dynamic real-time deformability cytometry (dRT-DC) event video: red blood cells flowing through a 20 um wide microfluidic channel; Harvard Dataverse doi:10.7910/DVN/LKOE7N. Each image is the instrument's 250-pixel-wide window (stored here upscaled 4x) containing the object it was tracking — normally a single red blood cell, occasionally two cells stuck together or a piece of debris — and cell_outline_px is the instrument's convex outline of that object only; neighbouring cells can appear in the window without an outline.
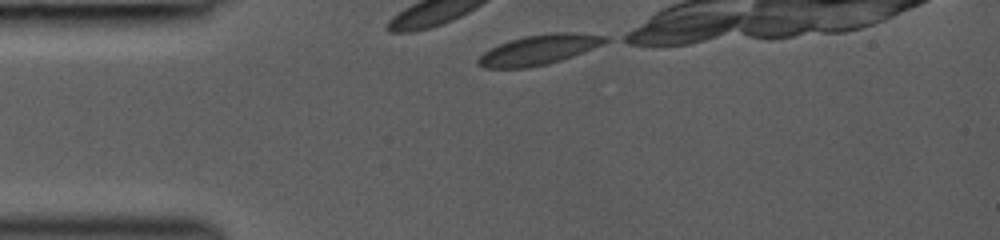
{"species": "common noctule bat (a hibernating species)", "species_latin": "Nyctalus noctula", "temperature_condition": "room temperature", "stored_images_in_passage": 3, "camera_frame_rate_fps": 3000, "um_per_image_px": 0.085, "animal": {"sex": "female", "body_mass_g": 19.0, "forearm_length_mm": 53.3}, "frame": {"image": 1, "passage_image": 1, "time_ms": 0.0, "image_size_px": [1000, 240], "cell_outline_px": [[608, 40], [592, 48], [572, 56], [548, 64], [528, 68], [484, 68], [476, 64], [476, 60], [484, 52], [500, 44], [524, 36], [548, 32], [572, 32], [608, 36]], "centroid_in_image_um": [45.77, 4.23], "position_along_channel_um": 39.2, "area_um2": 21.96}}